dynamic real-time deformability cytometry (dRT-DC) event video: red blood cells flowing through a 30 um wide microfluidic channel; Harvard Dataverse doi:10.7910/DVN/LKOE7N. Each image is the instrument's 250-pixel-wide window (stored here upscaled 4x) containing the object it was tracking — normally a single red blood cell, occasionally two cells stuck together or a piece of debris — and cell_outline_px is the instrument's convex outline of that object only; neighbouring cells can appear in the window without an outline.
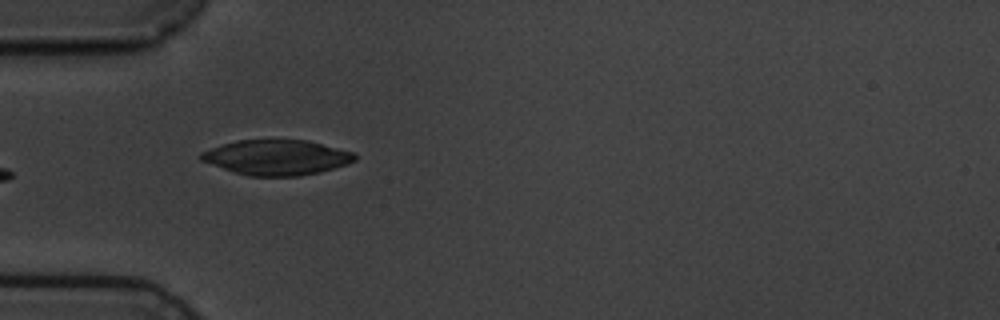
{"species": "common noctule bat (a hibernating species)", "species_latin": "Nyctalus noctula", "temperature_condition": "cold", "stored_images_in_passage": 5, "camera_frame_rate_fps": 3000, "um_per_image_px": 0.085, "animal": {"sex": "male", "body_mass_g": 19.5, "forearm_length_mm": 54.6}, "frame": {"image": 1, "passage_image": 4, "time_ms": 3.333, "image_size_px": [1000, 320], "cell_outline_px": [[356, 160], [348, 164], [320, 172], [300, 176], [248, 176], [200, 160], [196, 156], [200, 152], [236, 140], [308, 140], [352, 152], [356, 156]], "centroid_in_image_um": [23.51, 13.38], "position_along_channel_um": 61.5, "area_um2": 31.33}}
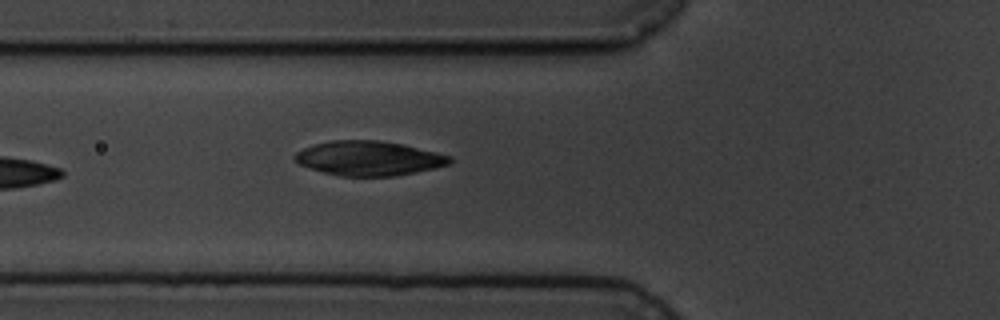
{"frame": {"image": 2, "passage_image": 5, "time_ms": 4.333, "image_size_px": [1000, 320], "cell_outline_px": [[452, 160], [448, 164], [416, 172], [392, 176], [340, 176], [324, 172], [300, 164], [292, 160], [292, 156], [296, 152], [304, 148], [316, 144], [332, 140], [380, 140], [404, 144], [452, 156]], "centroid_in_image_um": [31.34, 13.44], "position_along_channel_um": 94.5, "area_um2": 31.04}}